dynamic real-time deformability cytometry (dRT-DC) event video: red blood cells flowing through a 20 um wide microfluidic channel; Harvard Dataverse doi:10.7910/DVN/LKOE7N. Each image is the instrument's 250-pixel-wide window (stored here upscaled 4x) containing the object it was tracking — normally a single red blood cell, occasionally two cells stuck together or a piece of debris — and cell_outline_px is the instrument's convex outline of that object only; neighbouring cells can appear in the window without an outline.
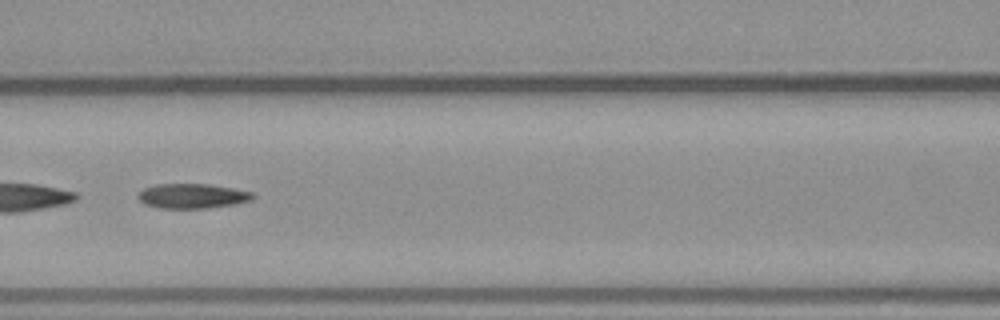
{"species": "common noctule bat (a hibernating species)", "species_latin": "Nyctalus noctula", "temperature_condition": "warm", "stored_images_in_passage": 53, "segment_of_instrument_passage": [2, 2], "camera_frame_rate_fps": 3000, "um_per_image_px": 0.085, "animal": {"sex": "male", "body_mass_g": 23.1, "forearm_length_mm": 52.7}, "frame": {"image": 1, "passage_image": 24, "time_ms": 7.667, "image_size_px": [1000, 320], "cell_outline_px": [[256, 196], [252, 200], [232, 204], [204, 208], [160, 208], [144, 204], [136, 196], [144, 188], [156, 184], [208, 184], [232, 188], [252, 192]], "centroid_in_image_um": [16.33, 16.65], "position_along_channel_um": 150.3, "area_um2": 16.42}}
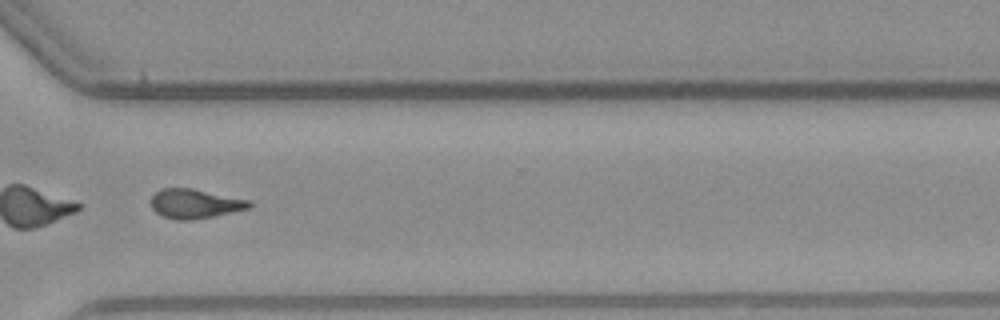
{"frame": {"image": 2, "passage_image": 40, "time_ms": 13.0, "image_size_px": [1000, 320], "cell_outline_px": [[252, 204], [248, 208], [232, 212], [192, 220], [176, 220], [164, 216], [156, 212], [152, 208], [152, 196], [160, 188], [192, 188], [252, 200]], "centroid_in_image_um": [16.58, 17.3], "position_along_channel_um": 354.0, "area_um2": 16.76}}